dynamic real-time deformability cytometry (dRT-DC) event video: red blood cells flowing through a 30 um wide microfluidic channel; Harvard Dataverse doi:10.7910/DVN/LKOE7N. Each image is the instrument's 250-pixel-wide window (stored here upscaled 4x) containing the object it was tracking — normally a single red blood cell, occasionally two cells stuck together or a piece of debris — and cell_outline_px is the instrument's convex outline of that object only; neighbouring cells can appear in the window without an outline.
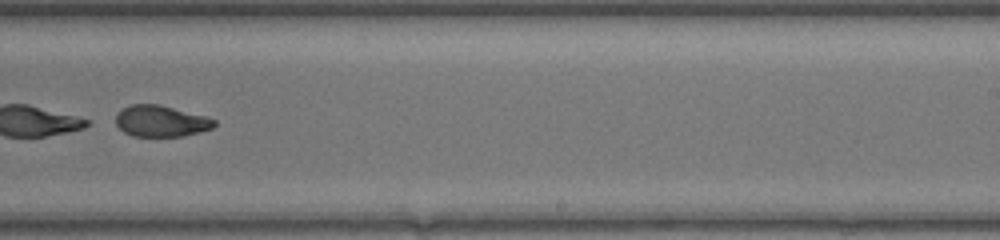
{"species": "common noctule bat (a hibernating species)", "species_latin": "Nyctalus noctula", "temperature_condition": "warm", "stored_images_in_passage": 38, "segment_of_instrument_passage": [2, 2], "camera_frame_rate_fps": 3000, "um_per_image_px": 0.085, "animal": {"sex": "female", "body_mass_g": 17.0, "forearm_length_mm": 48.0}, "frame": {"image": 1, "passage_image": 22, "time_ms": 7.0, "image_size_px": [1000, 240], "cell_outline_px": [[216, 124], [212, 128], [200, 132], [184, 136], [132, 136], [124, 132], [116, 124], [116, 116], [124, 108], [132, 104], [160, 104], [208, 116], [216, 120]], "centroid_in_image_um": [13.73, 10.29], "position_along_channel_um": 275.3, "area_um2": 18.03}}